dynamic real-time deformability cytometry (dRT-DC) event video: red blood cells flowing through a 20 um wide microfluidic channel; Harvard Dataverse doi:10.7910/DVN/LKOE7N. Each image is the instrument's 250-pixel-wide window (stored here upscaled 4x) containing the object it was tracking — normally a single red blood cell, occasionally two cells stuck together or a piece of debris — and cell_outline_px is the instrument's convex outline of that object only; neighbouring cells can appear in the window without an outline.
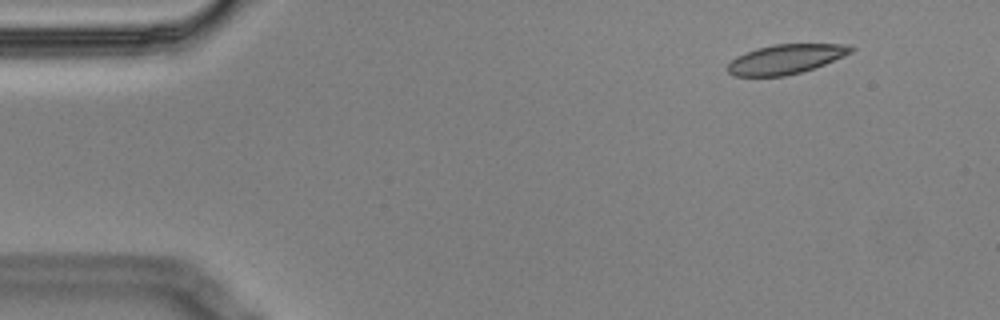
{"species": "Egyptian fruit bat (a non-hibernating species)", "species_latin": "Rousettus aegyptiacus", "temperature_condition": "cold", "stored_images_in_passage": 6, "segment_of_instrument_passage": [1, 2], "camera_frame_rate_fps": 3000, "um_per_image_px": 0.085, "animal": {"sex": "male"}, "frame": {"image": 1, "passage_image": 2, "time_ms": 0.333, "image_size_px": [1000, 320], "cell_outline_px": [[856, 48], [852, 52], [844, 56], [824, 64], [800, 72], [784, 76], [732, 76], [728, 72], [728, 64], [736, 56], [756, 48], [772, 44], [848, 44]], "centroid_in_image_um": [66.78, 5.01], "position_along_channel_um": 18.2, "area_um2": 21.15}}
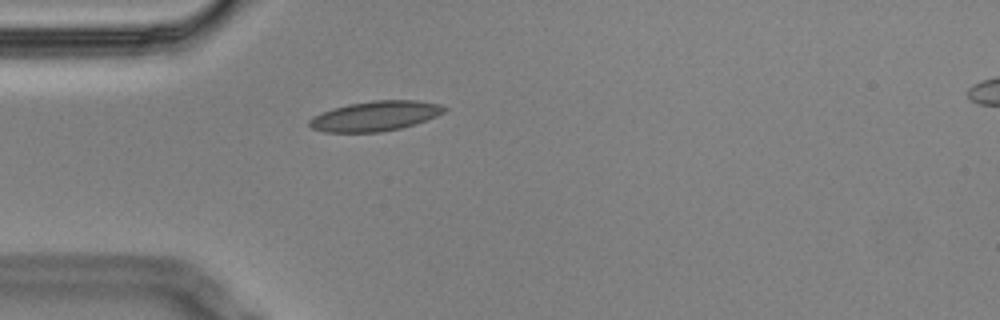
{"frame": {"image": 2, "passage_image": 5, "time_ms": 1.333, "image_size_px": [1000, 320], "cell_outline_px": [[448, 108], [444, 112], [436, 116], [416, 124], [400, 128], [380, 132], [324, 132], [312, 128], [308, 124], [308, 120], [312, 116], [332, 108], [348, 104], [372, 100], [416, 100], [440, 104]], "centroid_in_image_um": [31.88, 9.86], "position_along_channel_um": 53.1, "area_um2": 23.64}}